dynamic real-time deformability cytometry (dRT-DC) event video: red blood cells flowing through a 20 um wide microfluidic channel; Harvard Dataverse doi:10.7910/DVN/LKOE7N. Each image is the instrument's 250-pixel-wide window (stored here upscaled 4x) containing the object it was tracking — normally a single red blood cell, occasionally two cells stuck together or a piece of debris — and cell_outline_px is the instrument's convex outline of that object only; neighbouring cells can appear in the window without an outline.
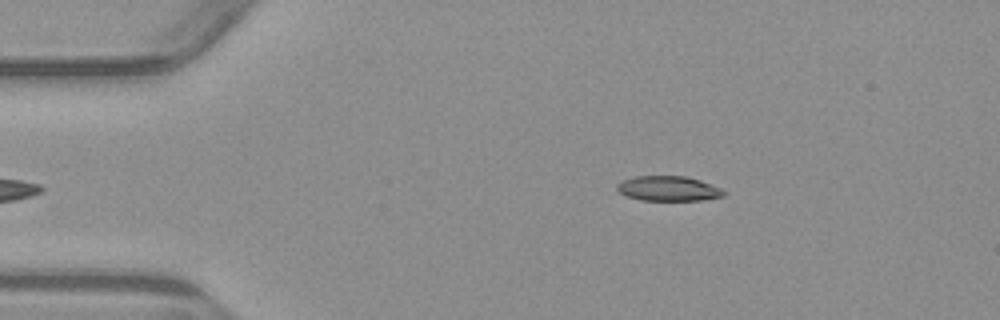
{"species": "common noctule bat (a hibernating species)", "species_latin": "Nyctalus noctula", "temperature_condition": "warm", "stored_images_in_passage": 5, "camera_frame_rate_fps": 3000, "um_per_image_px": 0.085, "animal": {"sex": "male", "body_mass_g": 23.1, "forearm_length_mm": 52.7}, "frame": {"image": 1, "passage_image": 1, "time_ms": 0.0, "image_size_px": [1000, 320], "cell_outline_px": [[728, 192], [724, 196], [700, 200], [640, 200], [628, 196], [620, 192], [616, 188], [616, 184], [624, 180], [636, 176], [684, 176], [700, 180], [720, 188]], "centroid_in_image_um": [56.83, 16.02], "position_along_channel_um": 28.2, "area_um2": 15.37}}
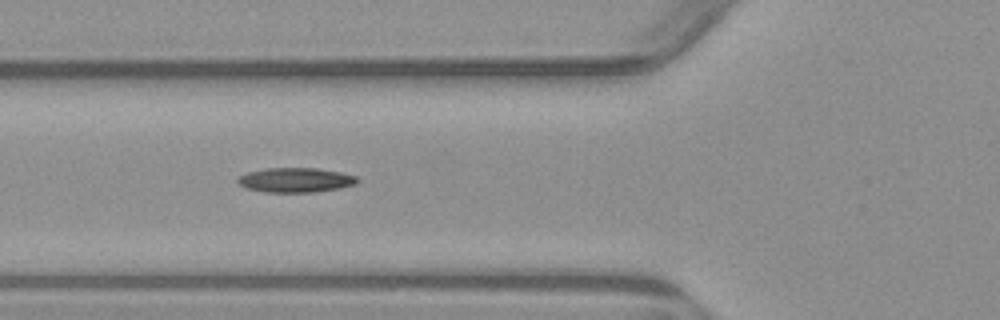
{"frame": {"image": 2, "passage_image": 3, "time_ms": 3.333, "image_size_px": [1000, 320], "cell_outline_px": [[360, 180], [356, 184], [340, 188], [316, 192], [268, 192], [248, 188], [240, 184], [236, 180], [240, 176], [248, 172], [264, 168], [316, 168], [340, 172], [356, 176]], "centroid_in_image_um": [25.16, 15.3], "position_along_channel_um": 100.6, "area_um2": 17.05}}
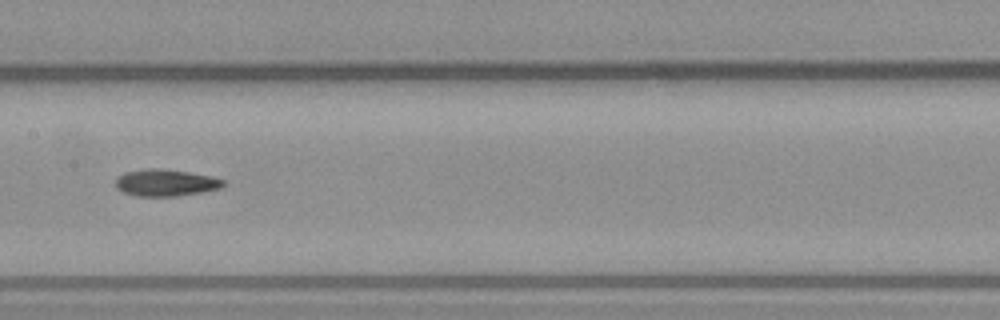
{"frame": {"image": 3, "passage_image": 5, "time_ms": 5.667, "image_size_px": [1000, 320], "cell_outline_px": [[224, 184], [220, 188], [200, 192], [176, 196], [136, 196], [124, 192], [116, 188], [116, 176], [124, 172], [148, 168], [160, 168], [188, 172], [212, 176], [224, 180]], "centroid_in_image_um": [14.04, 15.52], "position_along_channel_um": 193.4, "area_um2": 16.82}}